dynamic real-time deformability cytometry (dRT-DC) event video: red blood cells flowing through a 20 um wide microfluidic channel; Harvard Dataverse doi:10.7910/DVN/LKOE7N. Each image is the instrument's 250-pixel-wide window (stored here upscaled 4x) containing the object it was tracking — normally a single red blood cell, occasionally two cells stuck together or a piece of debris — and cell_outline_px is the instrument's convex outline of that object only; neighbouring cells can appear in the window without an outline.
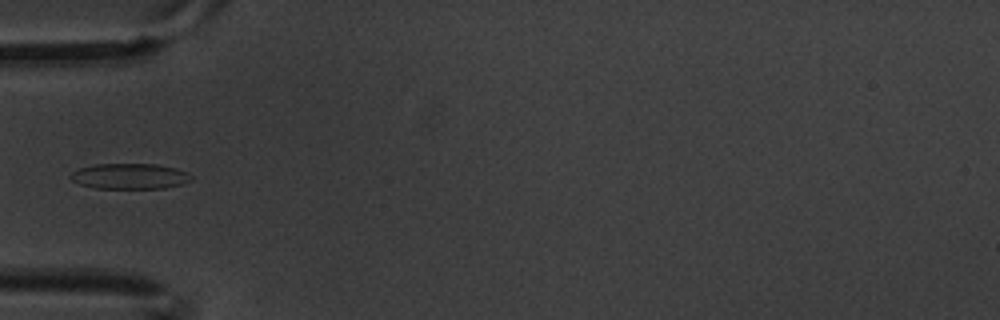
{"species": "common noctule bat (a hibernating species)", "species_latin": "Nyctalus noctula", "temperature_condition": "warm", "stored_images_in_passage": 5, "camera_frame_rate_fps": 3000, "um_per_image_px": 0.085, "animal": {"sex": "male", "body_mass_g": 20.1, "forearm_length_mm": 53.5}, "frame": {"image": 1, "passage_image": 3, "time_ms": 0.667, "image_size_px": [1000, 320], "cell_outline_px": [[192, 180], [184, 184], [164, 188], [96, 188], [80, 184], [72, 180], [68, 176], [72, 172], [80, 168], [96, 164], [156, 164], [176, 168], [188, 172], [192, 176]], "centroid_in_image_um": [11.06, 14.98], "position_along_channel_um": 73.9, "area_um2": 18.03}}
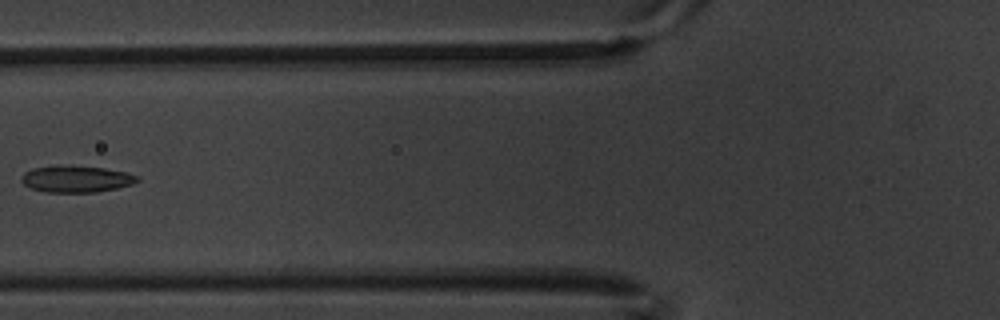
{"frame": {"image": 2, "passage_image": 4, "time_ms": 1.0, "image_size_px": [1000, 320], "cell_outline_px": [[140, 180], [132, 184], [116, 188], [96, 192], [44, 192], [28, 188], [20, 180], [20, 176], [24, 172], [32, 168], [104, 168], [128, 172], [140, 176]], "centroid_in_image_um": [6.5, 15.26], "position_along_channel_um": 119.3, "area_um2": 17.4}}
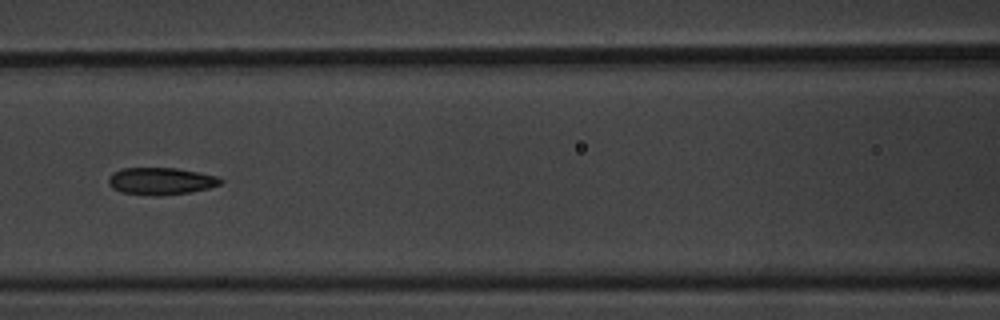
{"frame": {"image": 3, "passage_image": 5, "time_ms": 1.333, "image_size_px": [1000, 320], "cell_outline_px": [[224, 180], [220, 184], [208, 188], [188, 192], [156, 196], [152, 196], [120, 192], [112, 188], [108, 184], [108, 176], [112, 172], [124, 168], [176, 168], [216, 176]], "centroid_in_image_um": [13.61, 15.39], "position_along_channel_um": 153.0, "area_um2": 17.69}}